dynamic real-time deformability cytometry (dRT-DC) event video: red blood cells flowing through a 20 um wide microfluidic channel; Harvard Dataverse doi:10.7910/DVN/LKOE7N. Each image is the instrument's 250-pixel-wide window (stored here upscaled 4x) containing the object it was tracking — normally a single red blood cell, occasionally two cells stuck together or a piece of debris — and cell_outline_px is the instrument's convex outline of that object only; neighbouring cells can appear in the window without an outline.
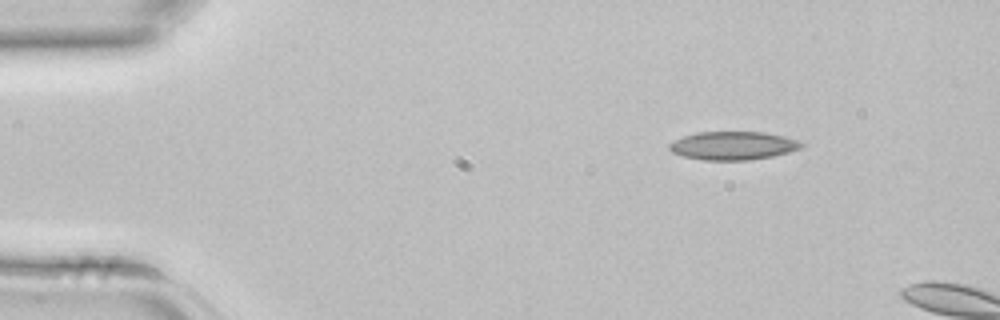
{"species": "common noctule bat (a hibernating species)", "species_latin": "Nyctalus noctula", "temperature_condition": "room temperature", "stored_images_in_passage": 2, "camera_frame_rate_fps": 3000, "um_per_image_px": 0.085, "animal": {"sex": "female", "body_mass_g": 22.7, "forearm_length_mm": 54.2}, "frame": {"image": 1, "passage_image": 1, "time_ms": 0.0, "image_size_px": [1000, 320], "cell_outline_px": [[804, 144], [800, 148], [788, 152], [772, 156], [748, 160], [704, 160], [684, 156], [672, 152], [668, 148], [668, 144], [684, 136], [696, 132], [764, 132], [784, 136], [796, 140]], "centroid_in_image_um": [62.29, 12.38], "position_along_channel_um": 22.7, "area_um2": 21.62}}